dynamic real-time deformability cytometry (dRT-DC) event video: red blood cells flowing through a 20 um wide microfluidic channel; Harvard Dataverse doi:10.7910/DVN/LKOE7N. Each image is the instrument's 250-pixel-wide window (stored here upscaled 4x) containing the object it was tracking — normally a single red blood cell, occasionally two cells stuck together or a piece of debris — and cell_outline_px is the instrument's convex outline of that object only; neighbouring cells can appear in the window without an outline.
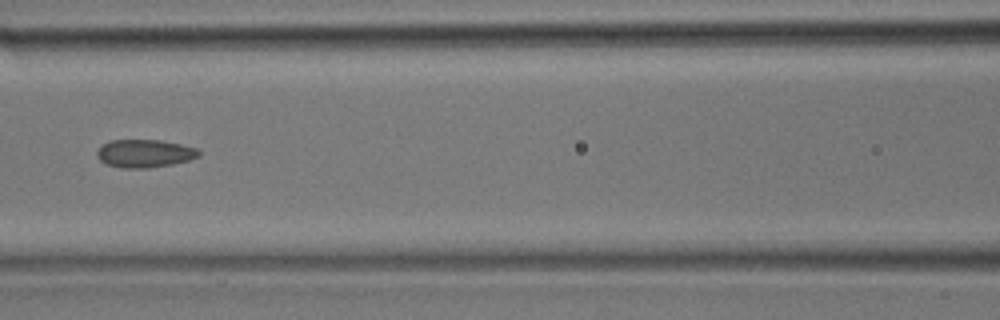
{"species": "common noctule bat (a hibernating species)", "species_latin": "Nyctalus noctula", "temperature_condition": "room temperature", "stored_images_in_passage": 26, "camera_frame_rate_fps": 3000, "um_per_image_px": 0.085, "animal": {"sex": "male", "body_mass_g": 17.9}, "frame": {"image": 1, "passage_image": 8, "time_ms": 2.333, "image_size_px": [1000, 320], "cell_outline_px": [[200, 156], [188, 160], [172, 164], [148, 168], [124, 168], [108, 164], [100, 160], [96, 156], [96, 152], [108, 140], [160, 140], [180, 144], [196, 148], [200, 152]], "centroid_in_image_um": [12.29, 13.04], "position_along_channel_um": 154.3, "area_um2": 16.47}}